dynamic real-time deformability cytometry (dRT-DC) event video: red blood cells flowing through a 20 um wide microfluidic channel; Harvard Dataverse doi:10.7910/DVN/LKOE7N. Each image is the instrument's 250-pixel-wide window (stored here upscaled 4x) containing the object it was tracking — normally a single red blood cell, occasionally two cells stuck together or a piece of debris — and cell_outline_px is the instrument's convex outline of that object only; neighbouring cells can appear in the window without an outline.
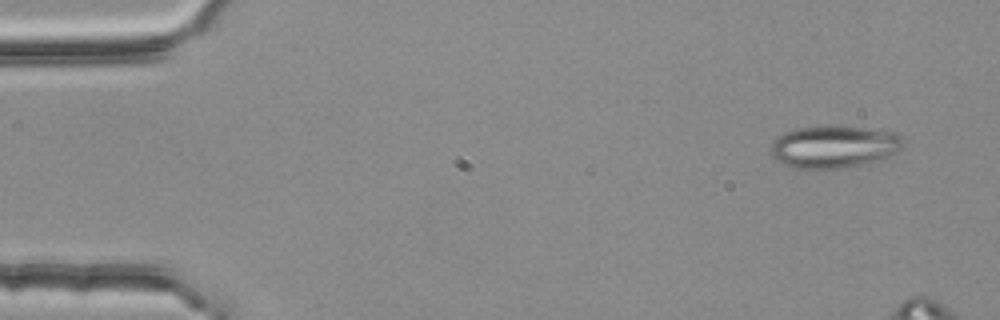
{"species": "common noctule bat (a hibernating species)", "species_latin": "Nyctalus noctula", "temperature_condition": "room temperature", "stored_images_in_passage": 5, "segment_of_instrument_passage": [1, 2], "camera_frame_rate_fps": 3000, "um_per_image_px": 0.085, "animal": {"sex": "female", "body_mass_g": 25.1}, "frame": {"image": 1, "passage_image": 1, "time_ms": 0.0, "image_size_px": [1000, 320], "cell_outline_px": [[904, 140], [900, 148], [896, 152], [884, 160], [876, 164], [840, 168], [792, 168], [776, 160], [768, 152], [772, 140], [776, 136], [784, 132], [796, 128], [824, 124], [888, 128], [896, 132]], "centroid_in_image_um": [70.93, 12.44], "position_along_channel_um": 14.1, "area_um2": 34.45}}